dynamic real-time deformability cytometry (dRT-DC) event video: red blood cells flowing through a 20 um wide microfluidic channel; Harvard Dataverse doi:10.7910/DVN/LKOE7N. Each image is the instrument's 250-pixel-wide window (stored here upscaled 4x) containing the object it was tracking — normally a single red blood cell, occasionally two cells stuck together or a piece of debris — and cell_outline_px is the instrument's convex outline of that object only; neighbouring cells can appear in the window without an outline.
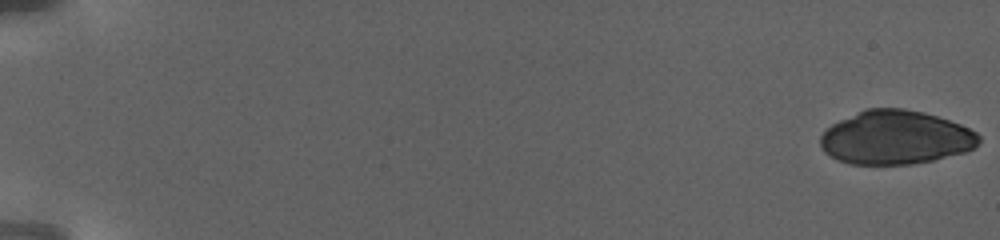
{"species": "human", "species_latin": "Homo sapiens", "temperature_condition": "warm", "stored_images_in_passage": 29, "camera_frame_rate_fps": 3000, "um_per_image_px": 0.085, "donor": {"sex": "female"}, "frame": {"image": 1, "passage_image": 1, "time_ms": 0.0, "image_size_px": [1000, 240], "cell_outline_px": [[980, 140], [972, 148], [964, 152], [932, 160], [912, 164], [848, 164], [824, 152], [820, 144], [820, 136], [832, 124], [840, 120], [868, 108], [904, 108], [924, 112], [960, 124], [976, 132], [980, 136]], "centroid_in_image_um": [76.12, 11.69], "position_along_channel_um": 8.9, "area_um2": 49.25}}
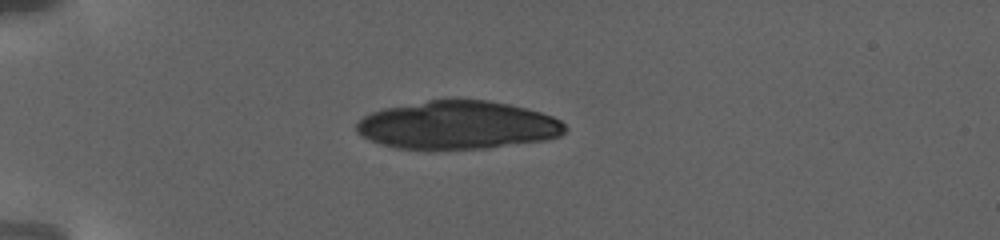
{"frame": {"image": 2, "passage_image": 21, "time_ms": 7.0, "image_size_px": [1000, 240], "cell_outline_px": [[568, 128], [560, 136], [544, 140], [488, 148], [396, 148], [380, 144], [356, 132], [356, 124], [364, 116], [372, 112], [384, 108], [428, 100], [488, 100], [508, 104], [540, 112], [552, 116], [560, 120]], "centroid_in_image_um": [38.92, 10.63], "position_along_channel_um": 46.1, "area_um2": 57.97}}